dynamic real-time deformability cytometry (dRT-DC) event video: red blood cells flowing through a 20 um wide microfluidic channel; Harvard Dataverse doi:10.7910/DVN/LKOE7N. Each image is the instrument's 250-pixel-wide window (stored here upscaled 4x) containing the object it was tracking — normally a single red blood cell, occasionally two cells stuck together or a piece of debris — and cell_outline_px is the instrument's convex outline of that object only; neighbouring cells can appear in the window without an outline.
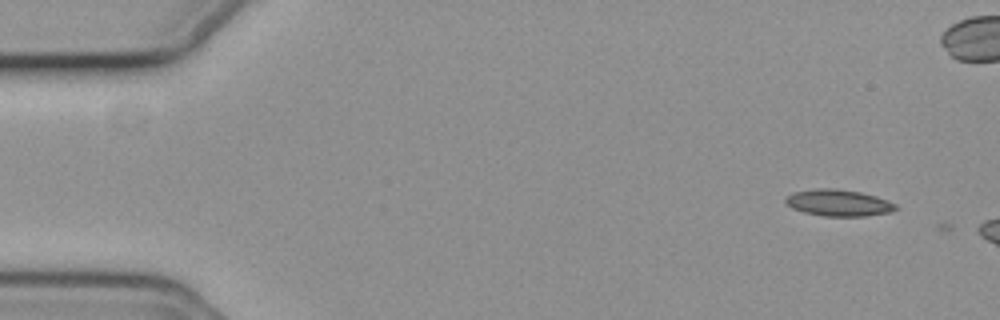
{"species": "common noctule bat (a hibernating species)", "species_latin": "Nyctalus noctula", "temperature_condition": "cold", "stored_images_in_passage": 3, "camera_frame_rate_fps": 3000, "um_per_image_px": 0.085, "animal": {"sex": "female", "body_mass_g": 19.3, "forearm_length_mm": 54.1}, "frame": {"image": 1, "passage_image": 2, "time_ms": 0.333, "image_size_px": [1000, 320], "cell_outline_px": [[900, 208], [888, 212], [864, 216], [824, 216], [804, 212], [792, 208], [784, 200], [792, 192], [816, 188], [836, 188], [860, 192], [876, 196], [888, 200], [896, 204]], "centroid_in_image_um": [71.28, 17.23], "position_along_channel_um": 13.7, "area_um2": 17.05}}